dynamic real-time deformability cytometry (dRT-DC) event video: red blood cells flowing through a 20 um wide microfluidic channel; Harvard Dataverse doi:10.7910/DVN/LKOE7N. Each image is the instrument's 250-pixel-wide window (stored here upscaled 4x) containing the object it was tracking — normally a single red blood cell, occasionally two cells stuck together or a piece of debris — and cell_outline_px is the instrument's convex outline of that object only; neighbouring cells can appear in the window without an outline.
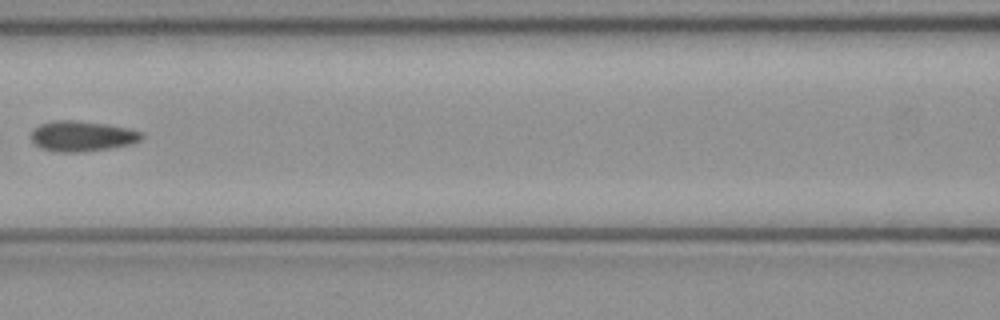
{"species": "common noctule bat (a hibernating species)", "species_latin": "Nyctalus noctula", "temperature_condition": "cold", "stored_images_in_passage": 6, "camera_frame_rate_fps": 3000, "um_per_image_px": 0.085, "animal": {"sex": "female", "body_mass_g": 21.9}, "frame": {"image": 1, "passage_image": 6, "time_ms": 1.667, "image_size_px": [1000, 320], "cell_outline_px": [[144, 136], [140, 140], [132, 144], [112, 148], [84, 152], [56, 152], [40, 148], [32, 140], [32, 132], [40, 124], [52, 120], [76, 120], [108, 124], [128, 128], [144, 132]], "centroid_in_image_um": [7.02, 11.57], "position_along_channel_um": 159.6, "area_um2": 19.83}}